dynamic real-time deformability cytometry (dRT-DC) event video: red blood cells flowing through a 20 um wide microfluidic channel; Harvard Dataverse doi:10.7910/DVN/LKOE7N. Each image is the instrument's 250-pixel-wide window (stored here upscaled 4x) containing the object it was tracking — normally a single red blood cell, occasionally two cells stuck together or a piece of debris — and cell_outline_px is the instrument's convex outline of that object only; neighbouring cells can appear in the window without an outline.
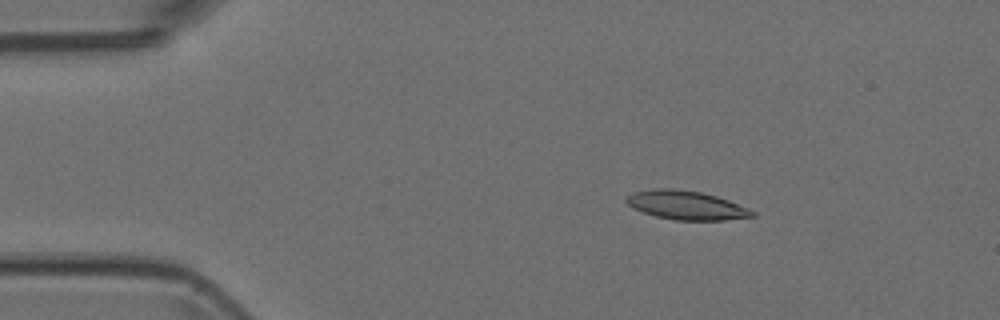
{"species": "Egyptian fruit bat (a non-hibernating species)", "species_latin": "Rousettus aegyptiacus", "temperature_condition": "room temperature", "stored_images_in_passage": 4, "camera_frame_rate_fps": 3000, "um_per_image_px": 0.085, "animal": {"sex": "female"}, "frame": {"image": 1, "passage_image": 3, "time_ms": 0.667, "image_size_px": [1000, 320], "cell_outline_px": [[756, 216], [724, 220], [676, 220], [656, 216], [632, 208], [624, 200], [632, 192], [652, 188], [672, 188], [700, 192], [716, 196], [728, 200], [748, 208], [756, 212]], "centroid_in_image_um": [58.32, 17.44], "position_along_channel_um": 26.7, "area_um2": 21.15}}